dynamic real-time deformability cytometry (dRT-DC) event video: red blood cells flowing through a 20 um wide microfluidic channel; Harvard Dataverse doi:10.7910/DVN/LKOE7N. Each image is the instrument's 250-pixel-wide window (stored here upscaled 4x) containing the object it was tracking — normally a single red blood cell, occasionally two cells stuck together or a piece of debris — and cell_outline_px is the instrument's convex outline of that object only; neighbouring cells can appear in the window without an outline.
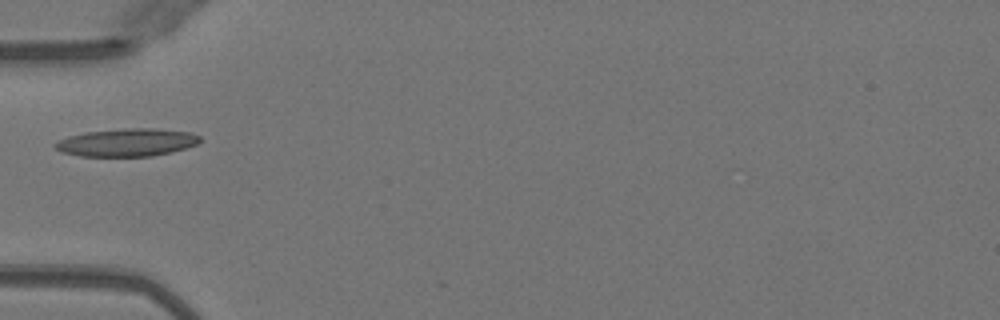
{"species": "Egyptian fruit bat (a non-hibernating species)", "species_latin": "Rousettus aegyptiacus", "temperature_condition": "warm", "stored_images_in_passage": 36, "camera_frame_rate_fps": 3000, "um_per_image_px": 0.085, "animal": {"sex": "female"}, "frame": {"image": 1, "passage_image": 1, "time_ms": 0.0, "image_size_px": [1000, 320], "cell_outline_px": [[200, 140], [196, 144], [172, 152], [152, 156], [80, 156], [60, 152], [52, 144], [68, 136], [84, 132], [124, 128], [152, 128], [192, 132], [200, 136]], "centroid_in_image_um": [10.77, 12.1], "position_along_channel_um": 74.2, "area_um2": 23.52}}
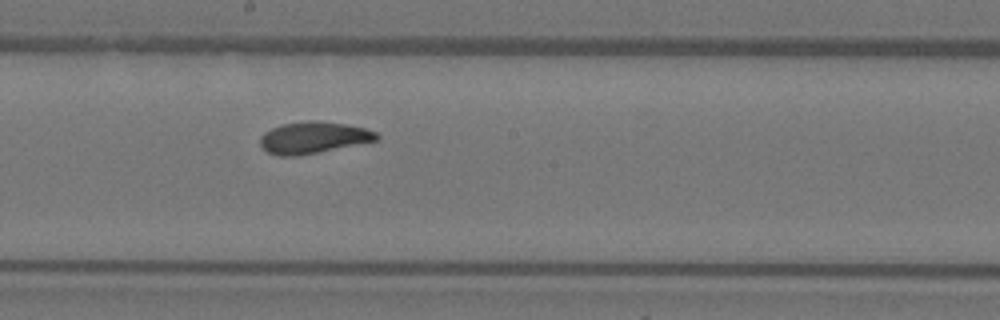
{"frame": {"image": 2, "passage_image": 12, "time_ms": 3.667, "image_size_px": [1000, 320], "cell_outline_px": [[380, 136], [376, 140], [296, 156], [280, 156], [268, 152], [260, 144], [260, 136], [264, 132], [280, 124], [308, 120], [316, 120], [344, 124], [364, 128], [376, 132]], "centroid_in_image_um": [26.58, 11.68], "position_along_channel_um": 221.6, "area_um2": 21.15}}
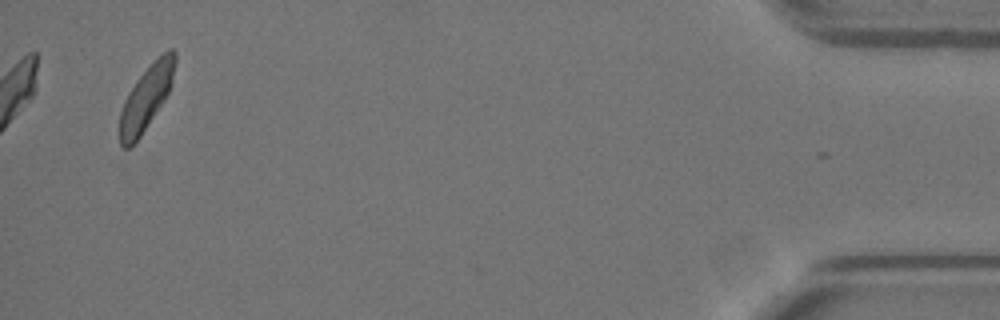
{"frame": {"image": 3, "passage_image": 33, "time_ms": 10.667, "image_size_px": [1000, 320], "cell_outline_px": [[176, 60], [172, 84], [164, 100], [140, 136], [128, 148], [124, 148], [120, 144], [120, 112], [124, 100], [128, 92], [140, 76], [168, 48], [172, 48], [176, 52]], "centroid_in_image_um": [12.44, 8.3], "position_along_channel_um": 422.8, "area_um2": 20.17}}